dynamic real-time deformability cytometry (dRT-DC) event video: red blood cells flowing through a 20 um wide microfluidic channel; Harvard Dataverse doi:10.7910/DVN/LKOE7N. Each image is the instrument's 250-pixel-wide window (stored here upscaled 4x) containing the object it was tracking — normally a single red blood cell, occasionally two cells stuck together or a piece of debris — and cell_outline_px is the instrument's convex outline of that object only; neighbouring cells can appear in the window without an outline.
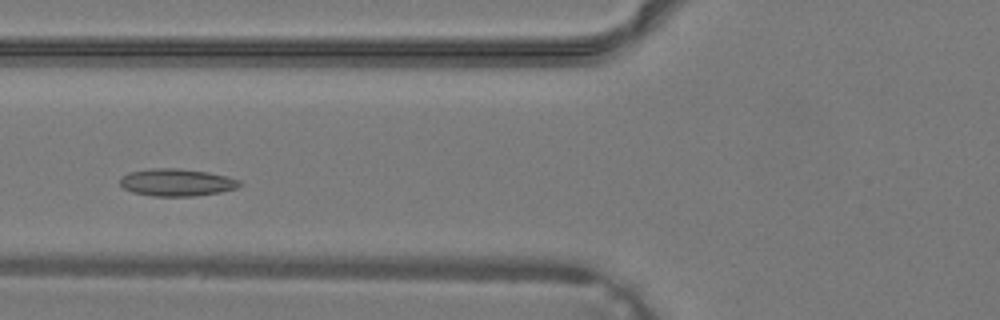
{"species": "common noctule bat (a hibernating species)", "species_latin": "Nyctalus noctula", "temperature_condition": "warm", "stored_images_in_passage": 29, "camera_frame_rate_fps": 3000, "um_per_image_px": 0.085, "animal": {"sex": "male", "body_mass_g": 19.2, "forearm_length_mm": 51.8}, "frame": {"image": 1, "passage_image": 4, "time_ms": 1.0, "image_size_px": [1000, 320], "cell_outline_px": [[244, 184], [236, 188], [220, 192], [196, 196], [152, 196], [132, 192], [124, 188], [120, 184], [120, 176], [128, 172], [148, 168], [180, 168], [208, 172], [228, 176], [240, 180]], "centroid_in_image_um": [15.02, 15.49], "position_along_channel_um": 110.8, "area_um2": 19.36}}
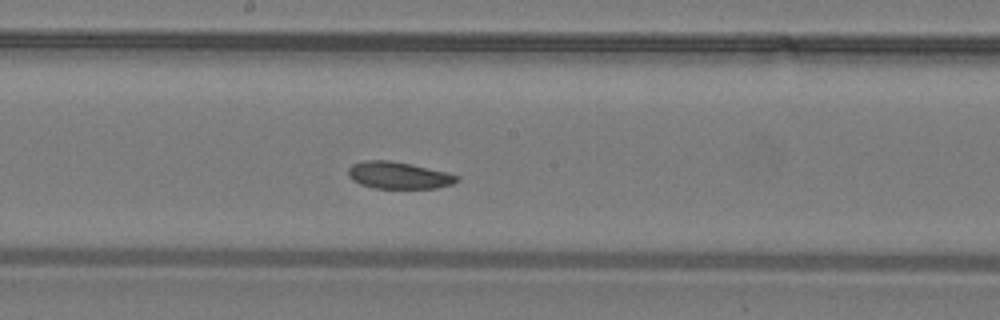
{"frame": {"image": 2, "passage_image": 10, "time_ms": 3.0, "image_size_px": [1000, 320], "cell_outline_px": [[460, 180], [452, 184], [436, 188], [372, 188], [360, 184], [352, 180], [348, 176], [348, 168], [352, 164], [364, 160], [388, 160], [408, 164], [444, 172], [460, 176]], "centroid_in_image_um": [33.84, 14.91], "position_along_channel_um": 214.4, "area_um2": 16.94}}
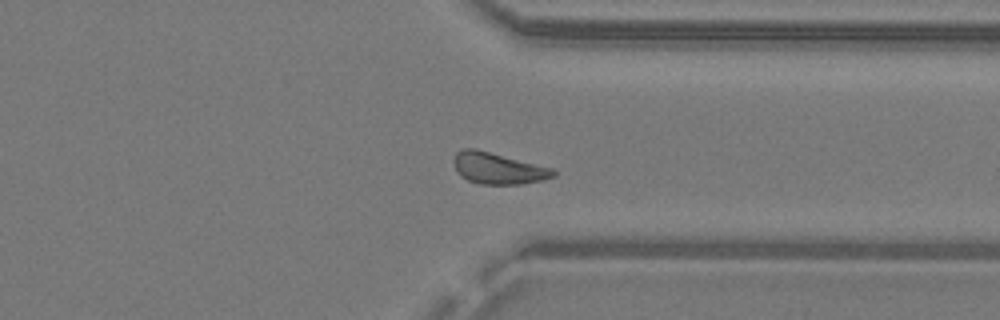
{"frame": {"image": 3, "passage_image": 19, "time_ms": 6.0, "image_size_px": [1000, 320], "cell_outline_px": [[556, 176], [544, 180], [520, 184], [480, 184], [468, 180], [460, 176], [452, 164], [452, 160], [456, 152], [464, 148], [476, 148], [552, 168], [556, 172]], "centroid_in_image_um": [42.3, 14.3], "position_along_channel_um": 369.1, "area_um2": 18.38}}